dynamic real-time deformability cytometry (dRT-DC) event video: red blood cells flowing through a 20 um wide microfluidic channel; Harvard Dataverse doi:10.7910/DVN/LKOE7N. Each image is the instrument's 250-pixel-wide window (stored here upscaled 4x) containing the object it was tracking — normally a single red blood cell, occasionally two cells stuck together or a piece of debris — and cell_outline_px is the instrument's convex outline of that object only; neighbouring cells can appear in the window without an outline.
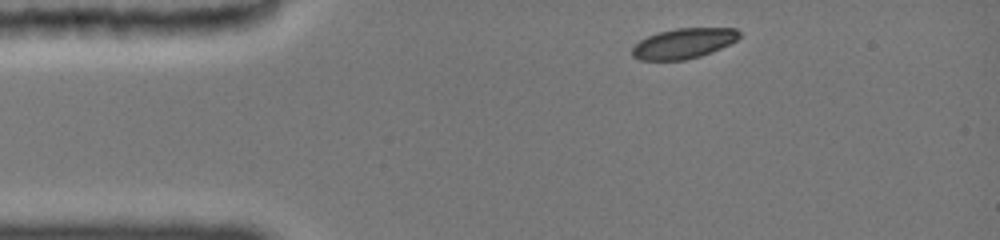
{"species": "common noctule bat (a hibernating species)", "species_latin": "Nyctalus noctula", "temperature_condition": "cold", "stored_images_in_passage": 22, "camera_frame_rate_fps": 3000, "um_per_image_px": 0.085, "animal": {"sex": "female", "body_mass_g": 19.0, "forearm_length_mm": 51.5}, "frame": {"image": 1, "passage_image": 1, "time_ms": 0.0, "image_size_px": [1000, 240], "cell_outline_px": [[740, 36], [736, 40], [712, 52], [700, 56], [684, 60], [640, 60], [632, 56], [632, 48], [640, 40], [648, 36], [660, 32], [676, 28], [736, 28], [740, 32]], "centroid_in_image_um": [58.1, 3.69], "position_along_channel_um": 26.9, "area_um2": 18.73}}
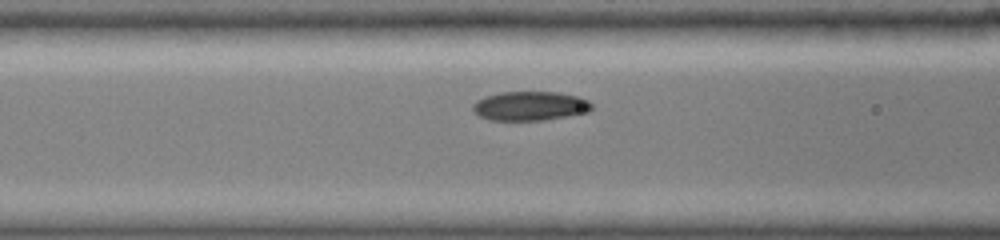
{"frame": {"image": 2, "passage_image": 15, "time_ms": 3.667, "image_size_px": [1000, 240], "cell_outline_px": [[592, 108], [588, 112], [540, 120], [492, 120], [480, 116], [472, 112], [472, 104], [476, 100], [484, 96], [500, 92], [556, 92], [580, 96], [588, 100], [592, 104]], "centroid_in_image_um": [45.02, 8.99], "position_along_channel_um": 121.6, "area_um2": 20.23}}
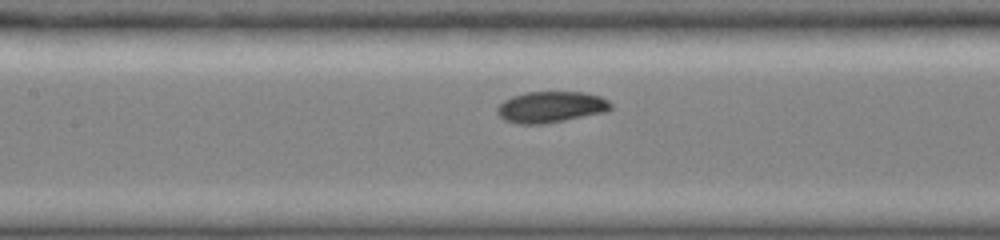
{"frame": {"image": 3, "passage_image": 19, "time_ms": 4.667, "image_size_px": [1000, 240], "cell_outline_px": [[612, 108], [608, 112], [540, 124], [524, 124], [504, 120], [496, 112], [496, 108], [504, 100], [512, 96], [524, 92], [584, 92], [600, 96], [608, 100], [612, 104]], "centroid_in_image_um": [46.84, 9.08], "position_along_channel_um": 160.6, "area_um2": 20.63}}